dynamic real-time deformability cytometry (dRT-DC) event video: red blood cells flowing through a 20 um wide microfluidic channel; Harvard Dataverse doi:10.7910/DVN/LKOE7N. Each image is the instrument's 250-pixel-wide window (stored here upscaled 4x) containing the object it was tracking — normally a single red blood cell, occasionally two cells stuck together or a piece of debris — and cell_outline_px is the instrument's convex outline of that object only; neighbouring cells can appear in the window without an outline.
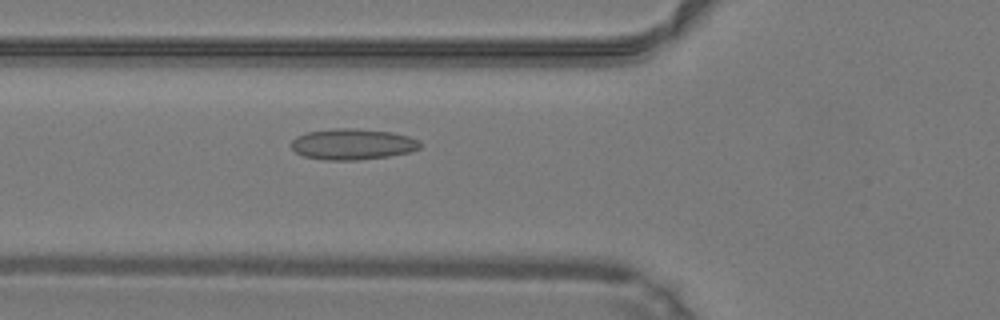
{"species": "common noctule bat (a hibernating species)", "species_latin": "Nyctalus noctula", "temperature_condition": "warm", "stored_images_in_passage": 49, "camera_frame_rate_fps": 3000, "um_per_image_px": 0.085, "animal": {"sex": "male", "body_mass_g": 19.2, "forearm_length_mm": 51.8}, "frame": {"image": 1, "passage_image": 18, "time_ms": 5.667, "image_size_px": [1000, 320], "cell_outline_px": [[420, 148], [408, 152], [388, 156], [356, 160], [324, 160], [304, 156], [296, 152], [292, 148], [292, 140], [296, 136], [304, 132], [332, 128], [352, 128], [392, 132], [408, 136], [420, 140]], "centroid_in_image_um": [29.94, 12.24], "position_along_channel_um": 95.9, "area_um2": 23.29}}
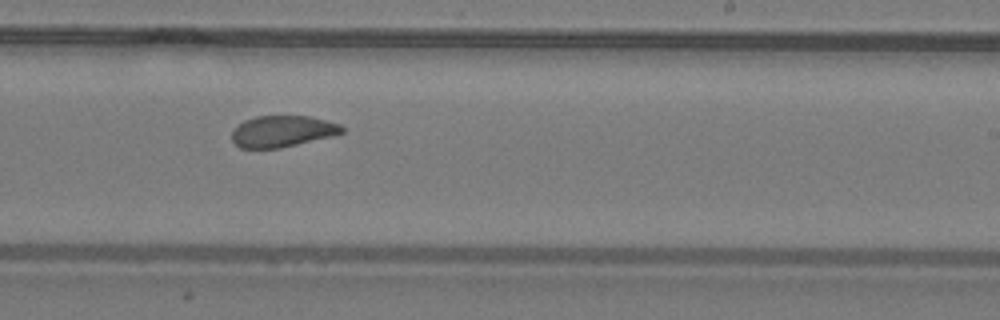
{"frame": {"image": 2, "passage_image": 30, "time_ms": 9.667, "image_size_px": [1000, 320], "cell_outline_px": [[344, 132], [332, 136], [280, 148], [240, 148], [232, 140], [232, 128], [244, 120], [256, 116], [308, 116], [340, 124], [344, 128]], "centroid_in_image_um": [23.97, 11.16], "position_along_channel_um": 265.0, "area_um2": 20.11}}
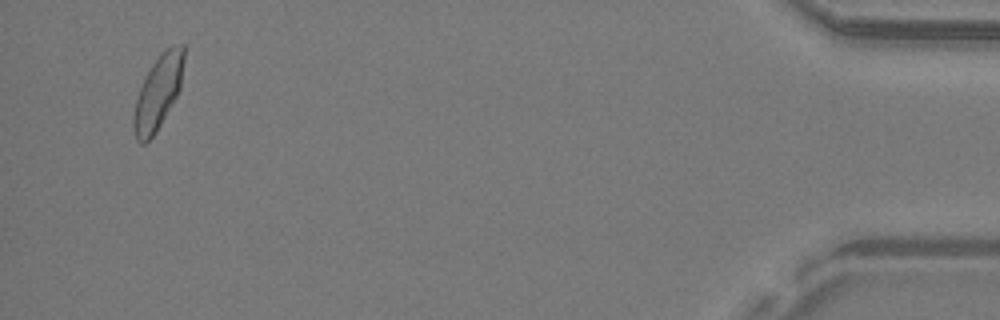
{"frame": {"image": 3, "passage_image": 47, "time_ms": 15.333, "image_size_px": [1000, 320], "cell_outline_px": [[184, 60], [180, 88], [176, 96], [156, 132], [144, 144], [140, 144], [136, 140], [132, 124], [132, 120], [136, 100], [140, 88], [152, 64], [160, 52], [172, 44], [184, 44]], "centroid_in_image_um": [13.43, 7.83], "position_along_channel_um": 421.8, "area_um2": 21.5}, "authors_computed_cell_mechanics": {"area_um2": 21.6172, "velocity_mm_per_s": 4.2314, "shape_relaxation_time_tau1_ms": 7.8057, "shape_relaxation_time_tau2_ms": 1.3322, "deformation_change_tau1": 0.1644, "deformation_change_tau2": 0.0589}}